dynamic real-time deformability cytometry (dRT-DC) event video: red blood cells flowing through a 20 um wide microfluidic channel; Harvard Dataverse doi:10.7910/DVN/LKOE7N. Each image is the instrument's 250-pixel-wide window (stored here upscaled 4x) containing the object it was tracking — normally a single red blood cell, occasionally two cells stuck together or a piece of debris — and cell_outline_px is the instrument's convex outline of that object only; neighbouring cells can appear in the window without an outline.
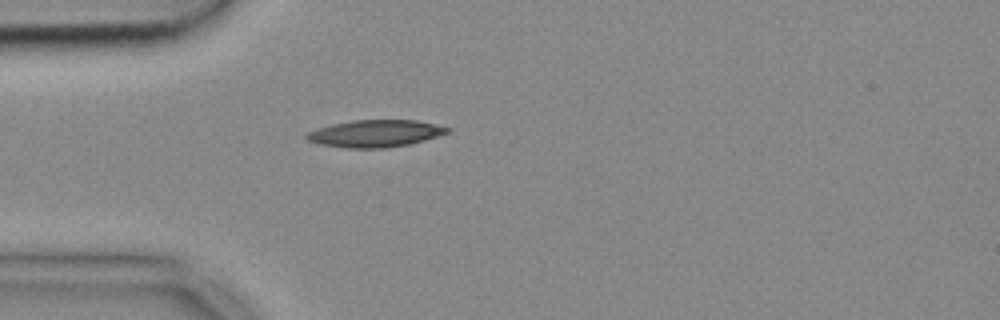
{"species": "common noctule bat (a hibernating species)", "species_latin": "Nyctalus noctula", "temperature_condition": "cold", "stored_images_in_passage": 40, "camera_frame_rate_fps": 3000, "um_per_image_px": 0.085, "animal": {"sex": "female", "body_mass_g": 18.4}, "frame": {"image": 1, "passage_image": 1, "time_ms": 0.0, "image_size_px": [1000, 320], "cell_outline_px": [[452, 128], [448, 132], [424, 140], [408, 144], [384, 148], [348, 148], [320, 144], [308, 140], [304, 136], [308, 132], [316, 128], [332, 124], [352, 120], [416, 120], [436, 124]], "centroid_in_image_um": [31.88, 11.34], "position_along_channel_um": 53.1, "area_um2": 22.14}}
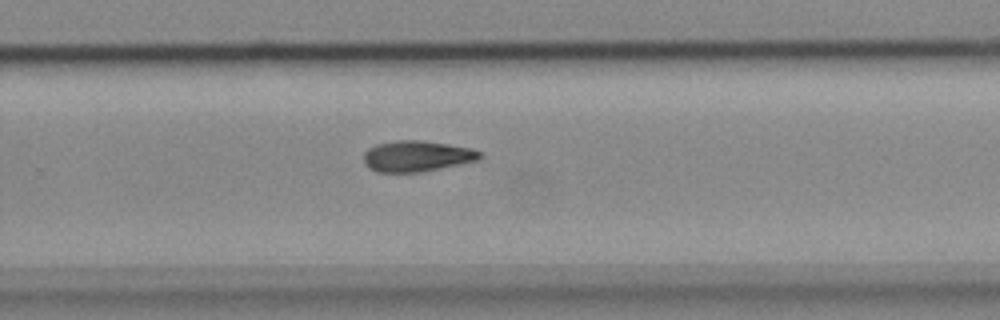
{"frame": {"image": 2, "passage_image": 21, "time_ms": 6.667, "image_size_px": [1000, 320], "cell_outline_px": [[484, 156], [480, 160], [420, 172], [376, 172], [368, 168], [364, 164], [364, 152], [368, 148], [376, 144], [396, 140], [420, 140], [448, 144], [472, 148], [480, 152]], "centroid_in_image_um": [35.43, 13.27], "position_along_channel_um": 294.4, "area_um2": 21.1}}
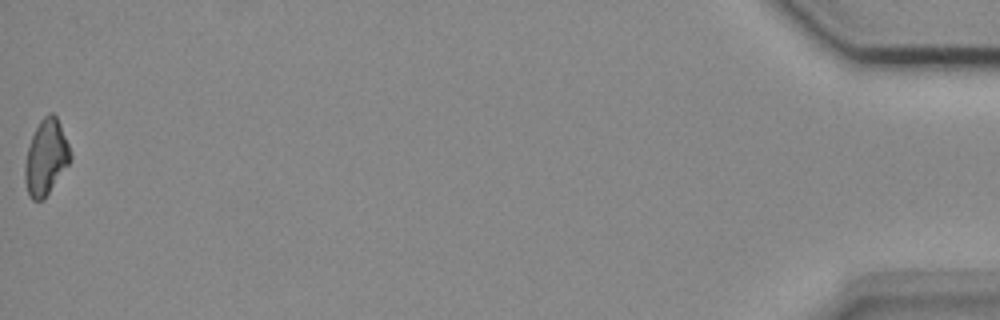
{"frame": {"image": 3, "passage_image": 40, "time_ms": 13.0, "image_size_px": [1000, 320], "cell_outline_px": [[72, 160], [44, 200], [32, 200], [28, 192], [24, 180], [24, 164], [28, 148], [32, 136], [40, 120], [48, 112], [52, 112], [56, 116], [60, 124], [68, 144], [72, 156]], "centroid_in_image_um": [3.91, 13.39], "position_along_channel_um": 431.3, "area_um2": 20.0}, "authors_computed_cell_mechanics": {"area_um2": 20.6346, "velocity_mm_per_s": 3.7303, "shape_relaxation_time_tau1_ms": 7.1092, "shape_relaxation_time_tau2_ms": null, "deformation_change_tau1": 0.1812, "deformation_change_tau2": null}}